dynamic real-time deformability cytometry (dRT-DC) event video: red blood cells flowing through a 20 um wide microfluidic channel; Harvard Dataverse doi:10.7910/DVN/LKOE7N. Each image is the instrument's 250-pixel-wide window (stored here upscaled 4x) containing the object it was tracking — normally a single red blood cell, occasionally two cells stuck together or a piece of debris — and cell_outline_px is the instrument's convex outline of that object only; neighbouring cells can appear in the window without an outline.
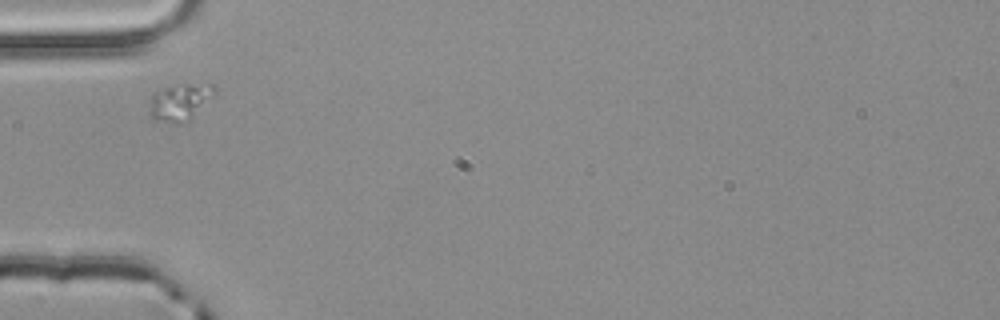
{"species": "common noctule bat (a hibernating species)", "species_latin": "Nyctalus noctula", "temperature_condition": "room temperature", "stored_images_in_passage": 1, "camera_frame_rate_fps": 3000, "um_per_image_px": 0.085, "animal": {"sex": "male", "body_mass_g": 20.4}, "frame": {"image": 1, "passage_image": 1, "time_ms": 0.0, "image_size_px": [1000, 320], "cell_outline_px": [[216, 92], [188, 120], [176, 124], [172, 124], [152, 120], [148, 116], [148, 112], [152, 92], [164, 88], [184, 84], [216, 84]], "centroid_in_image_um": [15.22, 8.69], "position_along_channel_um": 69.8, "area_um2": 14.05}}